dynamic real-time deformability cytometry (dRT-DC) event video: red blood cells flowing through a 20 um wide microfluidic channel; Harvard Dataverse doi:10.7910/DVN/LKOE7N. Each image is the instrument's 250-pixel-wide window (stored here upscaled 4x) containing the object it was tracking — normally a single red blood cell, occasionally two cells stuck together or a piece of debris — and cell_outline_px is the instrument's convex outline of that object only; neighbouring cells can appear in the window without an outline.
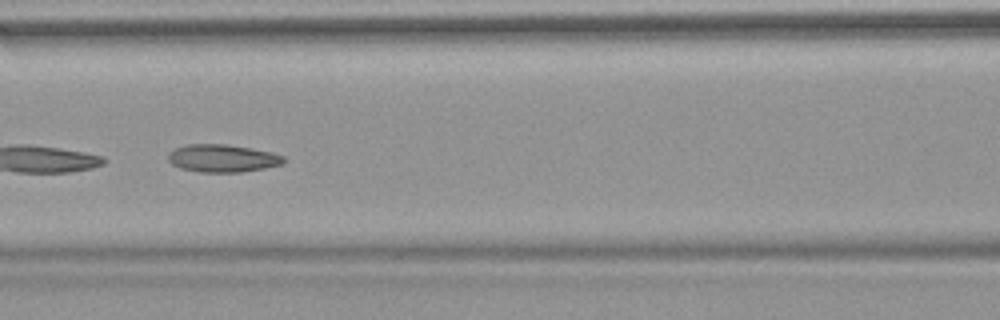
{"species": "common noctule bat (a hibernating species)", "species_latin": "Nyctalus noctula", "temperature_condition": "warm", "stored_images_in_passage": 10, "camera_frame_rate_fps": 3000, "um_per_image_px": 0.085, "animal": {"sex": "female", "body_mass_g": 18.4}, "frame": {"image": 1, "passage_image": 7, "time_ms": 2.0, "image_size_px": [1000, 320], "cell_outline_px": [[284, 164], [264, 168], [240, 172], [200, 172], [180, 168], [172, 164], [168, 160], [168, 152], [176, 148], [188, 144], [228, 144], [252, 148], [272, 152], [284, 156]], "centroid_in_image_um": [18.92, 13.45], "position_along_channel_um": 147.7, "area_um2": 18.73}}